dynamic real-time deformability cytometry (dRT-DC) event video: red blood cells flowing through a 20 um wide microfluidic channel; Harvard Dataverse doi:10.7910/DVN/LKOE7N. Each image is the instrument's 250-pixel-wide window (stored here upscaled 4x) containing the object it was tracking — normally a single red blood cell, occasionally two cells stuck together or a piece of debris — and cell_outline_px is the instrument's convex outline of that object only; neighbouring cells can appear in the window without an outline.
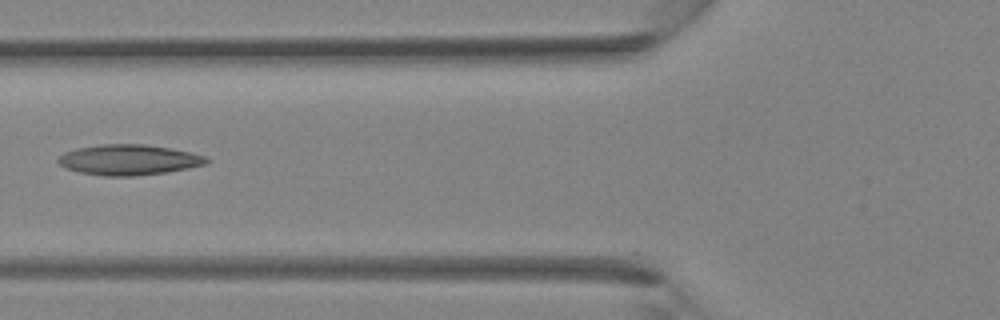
{"species": "Egyptian fruit bat (a non-hibernating species)", "species_latin": "Rousettus aegyptiacus", "temperature_condition": "room temperature", "stored_images_in_passage": 14, "camera_frame_rate_fps": 3000, "um_per_image_px": 0.085, "animal": {"sex": "female"}, "frame": {"image": 1, "passage_image": 5, "time_ms": 1.333, "image_size_px": [1000, 320], "cell_outline_px": [[212, 160], [204, 164], [188, 168], [164, 172], [132, 176], [104, 176], [80, 172], [64, 168], [56, 160], [64, 152], [76, 148], [100, 144], [144, 144], [168, 148], [188, 152], [204, 156]], "centroid_in_image_um": [10.89, 13.58], "position_along_channel_um": 114.9, "area_um2": 26.13}}
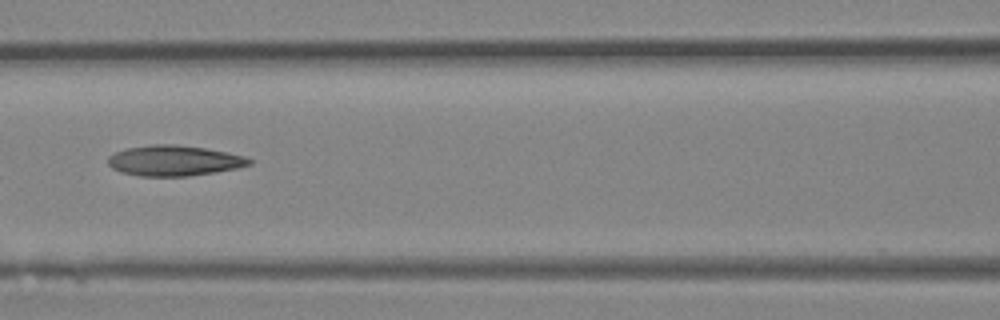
{"frame": {"image": 2, "passage_image": 7, "time_ms": 2.0, "image_size_px": [1000, 320], "cell_outline_px": [[252, 164], [236, 168], [216, 172], [188, 176], [140, 176], [120, 172], [112, 168], [108, 164], [108, 156], [116, 152], [128, 148], [152, 144], [176, 144], [204, 148], [228, 152], [244, 156], [252, 160]], "centroid_in_image_um": [14.8, 13.65], "position_along_channel_um": 151.8, "area_um2": 25.09}}
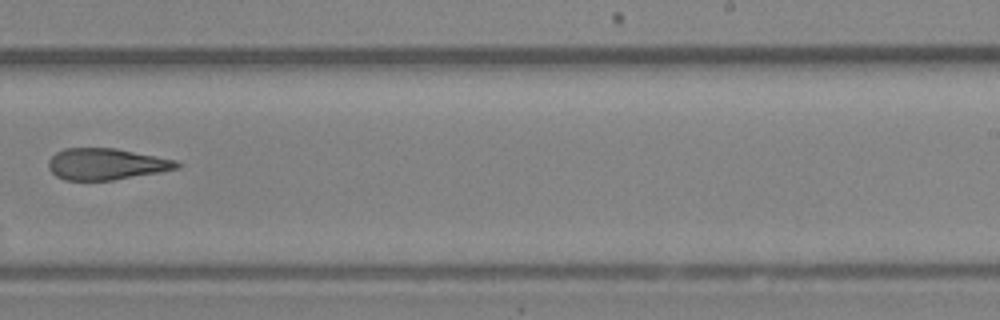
{"frame": {"image": 3, "passage_image": 14, "time_ms": 4.333, "image_size_px": [1000, 320], "cell_outline_px": [[180, 168], [160, 172], [112, 180], [64, 180], [56, 176], [48, 168], [48, 160], [56, 152], [64, 148], [116, 148], [176, 160], [180, 164]], "centroid_in_image_um": [9.01, 13.94], "position_along_channel_um": 280.0, "area_um2": 23.52}}